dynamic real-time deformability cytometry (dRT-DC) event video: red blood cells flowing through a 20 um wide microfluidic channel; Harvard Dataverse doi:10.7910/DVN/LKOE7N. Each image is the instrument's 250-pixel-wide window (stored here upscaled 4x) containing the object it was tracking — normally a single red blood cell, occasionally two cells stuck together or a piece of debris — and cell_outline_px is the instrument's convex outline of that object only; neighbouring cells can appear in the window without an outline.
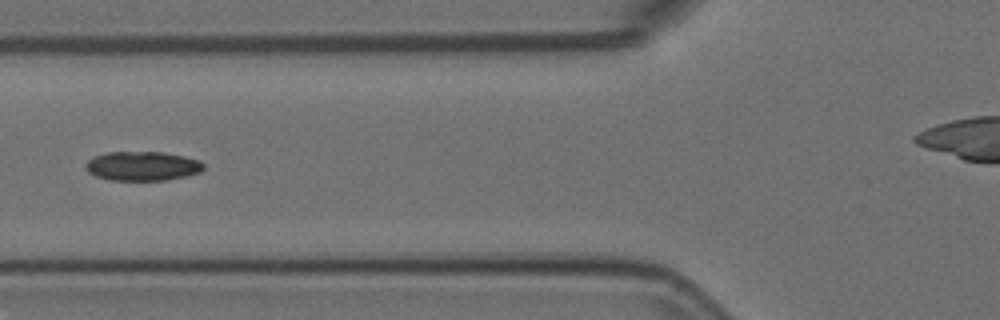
{"species": "Egyptian fruit bat (a non-hibernating species)", "species_latin": "Rousettus aegyptiacus", "temperature_condition": "room temperature", "stored_images_in_passage": 7, "camera_frame_rate_fps": 3000, "um_per_image_px": 0.085, "animal": {"sex": "female"}, "frame": {"image": 1, "passage_image": 7, "time_ms": 2.0, "image_size_px": [1000, 320], "cell_outline_px": [[204, 168], [200, 172], [188, 176], [164, 180], [112, 180], [96, 176], [88, 172], [84, 168], [84, 164], [92, 156], [108, 152], [164, 152], [184, 156], [200, 160], [204, 164]], "centroid_in_image_um": [12.1, 14.11], "position_along_channel_um": 113.7, "area_um2": 20.29}}